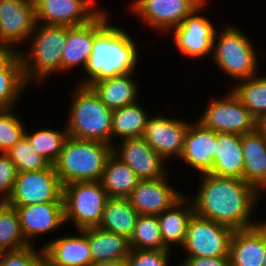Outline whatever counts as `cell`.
Listing matches in <instances>:
<instances>
[{
    "label": "cell",
    "mask_w": 266,
    "mask_h": 266,
    "mask_svg": "<svg viewBox=\"0 0 266 266\" xmlns=\"http://www.w3.org/2000/svg\"><path fill=\"white\" fill-rule=\"evenodd\" d=\"M12 207H15L18 213L21 230L28 243H31L29 242L30 238L56 230L65 224L63 202H45Z\"/></svg>",
    "instance_id": "d6986e66"
},
{
    "label": "cell",
    "mask_w": 266,
    "mask_h": 266,
    "mask_svg": "<svg viewBox=\"0 0 266 266\" xmlns=\"http://www.w3.org/2000/svg\"><path fill=\"white\" fill-rule=\"evenodd\" d=\"M78 233L81 235L59 237L42 247L50 266L92 265L91 249L84 229L78 230Z\"/></svg>",
    "instance_id": "7402d4cb"
},
{
    "label": "cell",
    "mask_w": 266,
    "mask_h": 266,
    "mask_svg": "<svg viewBox=\"0 0 266 266\" xmlns=\"http://www.w3.org/2000/svg\"><path fill=\"white\" fill-rule=\"evenodd\" d=\"M131 75H117L86 86L91 87L108 108L115 110L136 103L137 82H134Z\"/></svg>",
    "instance_id": "484cf974"
},
{
    "label": "cell",
    "mask_w": 266,
    "mask_h": 266,
    "mask_svg": "<svg viewBox=\"0 0 266 266\" xmlns=\"http://www.w3.org/2000/svg\"><path fill=\"white\" fill-rule=\"evenodd\" d=\"M132 250H171L163 242L157 215H140L129 239Z\"/></svg>",
    "instance_id": "1f68e13d"
},
{
    "label": "cell",
    "mask_w": 266,
    "mask_h": 266,
    "mask_svg": "<svg viewBox=\"0 0 266 266\" xmlns=\"http://www.w3.org/2000/svg\"><path fill=\"white\" fill-rule=\"evenodd\" d=\"M139 213L128 198H111L105 203L99 228L126 236H132Z\"/></svg>",
    "instance_id": "4316f807"
},
{
    "label": "cell",
    "mask_w": 266,
    "mask_h": 266,
    "mask_svg": "<svg viewBox=\"0 0 266 266\" xmlns=\"http://www.w3.org/2000/svg\"><path fill=\"white\" fill-rule=\"evenodd\" d=\"M108 15L101 11L90 22L67 26V40L62 50L61 71L83 65L85 69L92 52L95 36L108 24Z\"/></svg>",
    "instance_id": "2e32d148"
},
{
    "label": "cell",
    "mask_w": 266,
    "mask_h": 266,
    "mask_svg": "<svg viewBox=\"0 0 266 266\" xmlns=\"http://www.w3.org/2000/svg\"><path fill=\"white\" fill-rule=\"evenodd\" d=\"M135 44L124 29L107 24L94 38L92 52L85 67L88 75L79 85L132 73L138 60Z\"/></svg>",
    "instance_id": "7a4b0ae2"
},
{
    "label": "cell",
    "mask_w": 266,
    "mask_h": 266,
    "mask_svg": "<svg viewBox=\"0 0 266 266\" xmlns=\"http://www.w3.org/2000/svg\"><path fill=\"white\" fill-rule=\"evenodd\" d=\"M6 154L14 162L18 173L46 169L51 165L44 156L33 148L25 135Z\"/></svg>",
    "instance_id": "d590c367"
},
{
    "label": "cell",
    "mask_w": 266,
    "mask_h": 266,
    "mask_svg": "<svg viewBox=\"0 0 266 266\" xmlns=\"http://www.w3.org/2000/svg\"><path fill=\"white\" fill-rule=\"evenodd\" d=\"M29 266H50L47 255L42 251Z\"/></svg>",
    "instance_id": "7bdbcfd3"
},
{
    "label": "cell",
    "mask_w": 266,
    "mask_h": 266,
    "mask_svg": "<svg viewBox=\"0 0 266 266\" xmlns=\"http://www.w3.org/2000/svg\"><path fill=\"white\" fill-rule=\"evenodd\" d=\"M226 96L212 100L198 121L217 133H235L242 136L254 131L257 120L250 111L232 91Z\"/></svg>",
    "instance_id": "30bf717a"
},
{
    "label": "cell",
    "mask_w": 266,
    "mask_h": 266,
    "mask_svg": "<svg viewBox=\"0 0 266 266\" xmlns=\"http://www.w3.org/2000/svg\"><path fill=\"white\" fill-rule=\"evenodd\" d=\"M112 145L68 136L53 164L62 186L68 183L100 181Z\"/></svg>",
    "instance_id": "3957f363"
},
{
    "label": "cell",
    "mask_w": 266,
    "mask_h": 266,
    "mask_svg": "<svg viewBox=\"0 0 266 266\" xmlns=\"http://www.w3.org/2000/svg\"><path fill=\"white\" fill-rule=\"evenodd\" d=\"M166 178L140 180L134 187L128 199L140 215H159L183 197Z\"/></svg>",
    "instance_id": "ac0fdd59"
},
{
    "label": "cell",
    "mask_w": 266,
    "mask_h": 266,
    "mask_svg": "<svg viewBox=\"0 0 266 266\" xmlns=\"http://www.w3.org/2000/svg\"><path fill=\"white\" fill-rule=\"evenodd\" d=\"M91 249L92 264L115 260L126 261L131 248L126 236L103 230L99 227L84 229Z\"/></svg>",
    "instance_id": "d4e9b609"
},
{
    "label": "cell",
    "mask_w": 266,
    "mask_h": 266,
    "mask_svg": "<svg viewBox=\"0 0 266 266\" xmlns=\"http://www.w3.org/2000/svg\"><path fill=\"white\" fill-rule=\"evenodd\" d=\"M25 136L33 148L53 165L62 152L68 132L67 128H64L62 132L54 129H41L33 134L25 131Z\"/></svg>",
    "instance_id": "e575fe53"
},
{
    "label": "cell",
    "mask_w": 266,
    "mask_h": 266,
    "mask_svg": "<svg viewBox=\"0 0 266 266\" xmlns=\"http://www.w3.org/2000/svg\"><path fill=\"white\" fill-rule=\"evenodd\" d=\"M264 242H265V257L263 260V266H266V222L264 223Z\"/></svg>",
    "instance_id": "bcb514c9"
},
{
    "label": "cell",
    "mask_w": 266,
    "mask_h": 266,
    "mask_svg": "<svg viewBox=\"0 0 266 266\" xmlns=\"http://www.w3.org/2000/svg\"><path fill=\"white\" fill-rule=\"evenodd\" d=\"M206 0H136L132 10L143 23L158 30H170L180 23Z\"/></svg>",
    "instance_id": "8fae6325"
},
{
    "label": "cell",
    "mask_w": 266,
    "mask_h": 266,
    "mask_svg": "<svg viewBox=\"0 0 266 266\" xmlns=\"http://www.w3.org/2000/svg\"><path fill=\"white\" fill-rule=\"evenodd\" d=\"M256 129L262 134L266 140V115L257 120Z\"/></svg>",
    "instance_id": "ee69618b"
},
{
    "label": "cell",
    "mask_w": 266,
    "mask_h": 266,
    "mask_svg": "<svg viewBox=\"0 0 266 266\" xmlns=\"http://www.w3.org/2000/svg\"><path fill=\"white\" fill-rule=\"evenodd\" d=\"M79 86V87H78ZM77 88V89H76ZM66 124L68 136L112 145V113L86 85H77Z\"/></svg>",
    "instance_id": "277c9868"
},
{
    "label": "cell",
    "mask_w": 266,
    "mask_h": 266,
    "mask_svg": "<svg viewBox=\"0 0 266 266\" xmlns=\"http://www.w3.org/2000/svg\"><path fill=\"white\" fill-rule=\"evenodd\" d=\"M20 54L17 52L0 69V109L13 108L19 94L27 86Z\"/></svg>",
    "instance_id": "4dcf8cb0"
},
{
    "label": "cell",
    "mask_w": 266,
    "mask_h": 266,
    "mask_svg": "<svg viewBox=\"0 0 266 266\" xmlns=\"http://www.w3.org/2000/svg\"><path fill=\"white\" fill-rule=\"evenodd\" d=\"M121 148V149H120ZM112 153L134 171L140 180H153L168 175L163 167L165 161L143 137L122 140L119 148L112 147Z\"/></svg>",
    "instance_id": "9a60e30c"
},
{
    "label": "cell",
    "mask_w": 266,
    "mask_h": 266,
    "mask_svg": "<svg viewBox=\"0 0 266 266\" xmlns=\"http://www.w3.org/2000/svg\"><path fill=\"white\" fill-rule=\"evenodd\" d=\"M233 233L231 228L194 213L181 247L187 257H229Z\"/></svg>",
    "instance_id": "ba28073f"
},
{
    "label": "cell",
    "mask_w": 266,
    "mask_h": 266,
    "mask_svg": "<svg viewBox=\"0 0 266 266\" xmlns=\"http://www.w3.org/2000/svg\"><path fill=\"white\" fill-rule=\"evenodd\" d=\"M216 141L217 132L204 127L199 121L195 125L190 123L180 158L199 173H210L213 166Z\"/></svg>",
    "instance_id": "ffe728a7"
},
{
    "label": "cell",
    "mask_w": 266,
    "mask_h": 266,
    "mask_svg": "<svg viewBox=\"0 0 266 266\" xmlns=\"http://www.w3.org/2000/svg\"><path fill=\"white\" fill-rule=\"evenodd\" d=\"M171 250H132L126 261L128 266H168Z\"/></svg>",
    "instance_id": "74e56055"
},
{
    "label": "cell",
    "mask_w": 266,
    "mask_h": 266,
    "mask_svg": "<svg viewBox=\"0 0 266 266\" xmlns=\"http://www.w3.org/2000/svg\"><path fill=\"white\" fill-rule=\"evenodd\" d=\"M35 33V34H34ZM30 52L20 54L27 83L41 82L54 72L61 71L62 50L67 40V26L36 23ZM29 53V54H28Z\"/></svg>",
    "instance_id": "5b68a950"
},
{
    "label": "cell",
    "mask_w": 266,
    "mask_h": 266,
    "mask_svg": "<svg viewBox=\"0 0 266 266\" xmlns=\"http://www.w3.org/2000/svg\"><path fill=\"white\" fill-rule=\"evenodd\" d=\"M64 220L76 229L98 227L109 198L100 181L68 183L63 186Z\"/></svg>",
    "instance_id": "8992f818"
},
{
    "label": "cell",
    "mask_w": 266,
    "mask_h": 266,
    "mask_svg": "<svg viewBox=\"0 0 266 266\" xmlns=\"http://www.w3.org/2000/svg\"><path fill=\"white\" fill-rule=\"evenodd\" d=\"M13 108L0 109V151L6 153L25 135V128L19 117L11 113Z\"/></svg>",
    "instance_id": "8d00e7d4"
},
{
    "label": "cell",
    "mask_w": 266,
    "mask_h": 266,
    "mask_svg": "<svg viewBox=\"0 0 266 266\" xmlns=\"http://www.w3.org/2000/svg\"><path fill=\"white\" fill-rule=\"evenodd\" d=\"M188 127L186 121L158 115L148 119L143 138L164 160L174 155L180 158Z\"/></svg>",
    "instance_id": "e0dca14e"
},
{
    "label": "cell",
    "mask_w": 266,
    "mask_h": 266,
    "mask_svg": "<svg viewBox=\"0 0 266 266\" xmlns=\"http://www.w3.org/2000/svg\"><path fill=\"white\" fill-rule=\"evenodd\" d=\"M243 167L242 136L235 133H217L210 173L243 180Z\"/></svg>",
    "instance_id": "603a6c76"
},
{
    "label": "cell",
    "mask_w": 266,
    "mask_h": 266,
    "mask_svg": "<svg viewBox=\"0 0 266 266\" xmlns=\"http://www.w3.org/2000/svg\"><path fill=\"white\" fill-rule=\"evenodd\" d=\"M232 92L258 120L266 115V76L243 79Z\"/></svg>",
    "instance_id": "d6a6232c"
},
{
    "label": "cell",
    "mask_w": 266,
    "mask_h": 266,
    "mask_svg": "<svg viewBox=\"0 0 266 266\" xmlns=\"http://www.w3.org/2000/svg\"><path fill=\"white\" fill-rule=\"evenodd\" d=\"M242 152L243 180L261 192L266 187V140L257 129L242 135Z\"/></svg>",
    "instance_id": "cb8c5ba5"
},
{
    "label": "cell",
    "mask_w": 266,
    "mask_h": 266,
    "mask_svg": "<svg viewBox=\"0 0 266 266\" xmlns=\"http://www.w3.org/2000/svg\"><path fill=\"white\" fill-rule=\"evenodd\" d=\"M17 175L14 162L6 153H0V203H7L9 200Z\"/></svg>",
    "instance_id": "f35d334b"
},
{
    "label": "cell",
    "mask_w": 266,
    "mask_h": 266,
    "mask_svg": "<svg viewBox=\"0 0 266 266\" xmlns=\"http://www.w3.org/2000/svg\"><path fill=\"white\" fill-rule=\"evenodd\" d=\"M265 257L264 223L235 230L230 243V266H263Z\"/></svg>",
    "instance_id": "44dd1931"
},
{
    "label": "cell",
    "mask_w": 266,
    "mask_h": 266,
    "mask_svg": "<svg viewBox=\"0 0 266 266\" xmlns=\"http://www.w3.org/2000/svg\"><path fill=\"white\" fill-rule=\"evenodd\" d=\"M201 175V186L193 200L196 215L234 231L252 228L258 224L250 222V215L260 198L259 192L252 185L244 180L212 173Z\"/></svg>",
    "instance_id": "6da1fadb"
},
{
    "label": "cell",
    "mask_w": 266,
    "mask_h": 266,
    "mask_svg": "<svg viewBox=\"0 0 266 266\" xmlns=\"http://www.w3.org/2000/svg\"><path fill=\"white\" fill-rule=\"evenodd\" d=\"M177 266H187L183 261Z\"/></svg>",
    "instance_id": "7dc6e473"
},
{
    "label": "cell",
    "mask_w": 266,
    "mask_h": 266,
    "mask_svg": "<svg viewBox=\"0 0 266 266\" xmlns=\"http://www.w3.org/2000/svg\"><path fill=\"white\" fill-rule=\"evenodd\" d=\"M183 262L187 266H230L229 257H186Z\"/></svg>",
    "instance_id": "60d3db41"
},
{
    "label": "cell",
    "mask_w": 266,
    "mask_h": 266,
    "mask_svg": "<svg viewBox=\"0 0 266 266\" xmlns=\"http://www.w3.org/2000/svg\"><path fill=\"white\" fill-rule=\"evenodd\" d=\"M140 179L134 171L113 153L107 159L100 180L108 197L128 198Z\"/></svg>",
    "instance_id": "83f0119b"
},
{
    "label": "cell",
    "mask_w": 266,
    "mask_h": 266,
    "mask_svg": "<svg viewBox=\"0 0 266 266\" xmlns=\"http://www.w3.org/2000/svg\"><path fill=\"white\" fill-rule=\"evenodd\" d=\"M33 244L16 250L0 252V266H29V264L43 251H36Z\"/></svg>",
    "instance_id": "ab89813d"
},
{
    "label": "cell",
    "mask_w": 266,
    "mask_h": 266,
    "mask_svg": "<svg viewBox=\"0 0 266 266\" xmlns=\"http://www.w3.org/2000/svg\"><path fill=\"white\" fill-rule=\"evenodd\" d=\"M186 202H188V200L183 196L170 209L157 215L162 240L169 249H171V243L182 246L185 241L188 223L195 213L193 203L190 204L191 206L187 205V208L183 207Z\"/></svg>",
    "instance_id": "f1b7e54d"
},
{
    "label": "cell",
    "mask_w": 266,
    "mask_h": 266,
    "mask_svg": "<svg viewBox=\"0 0 266 266\" xmlns=\"http://www.w3.org/2000/svg\"><path fill=\"white\" fill-rule=\"evenodd\" d=\"M216 31L213 60L227 75L235 80L248 79L257 73V57L251 41L236 27H226L220 36ZM219 38V39H217ZM217 41V46L216 44Z\"/></svg>",
    "instance_id": "52a82bcc"
},
{
    "label": "cell",
    "mask_w": 266,
    "mask_h": 266,
    "mask_svg": "<svg viewBox=\"0 0 266 266\" xmlns=\"http://www.w3.org/2000/svg\"><path fill=\"white\" fill-rule=\"evenodd\" d=\"M63 186L54 165L46 169L20 172L7 204L29 206L45 202H63Z\"/></svg>",
    "instance_id": "9c48e42d"
},
{
    "label": "cell",
    "mask_w": 266,
    "mask_h": 266,
    "mask_svg": "<svg viewBox=\"0 0 266 266\" xmlns=\"http://www.w3.org/2000/svg\"><path fill=\"white\" fill-rule=\"evenodd\" d=\"M91 266H128L127 261L115 260L108 262H97L92 264Z\"/></svg>",
    "instance_id": "f6af8a7d"
},
{
    "label": "cell",
    "mask_w": 266,
    "mask_h": 266,
    "mask_svg": "<svg viewBox=\"0 0 266 266\" xmlns=\"http://www.w3.org/2000/svg\"><path fill=\"white\" fill-rule=\"evenodd\" d=\"M17 53L11 46L0 44V69Z\"/></svg>",
    "instance_id": "b9f144b4"
},
{
    "label": "cell",
    "mask_w": 266,
    "mask_h": 266,
    "mask_svg": "<svg viewBox=\"0 0 266 266\" xmlns=\"http://www.w3.org/2000/svg\"><path fill=\"white\" fill-rule=\"evenodd\" d=\"M206 2L172 29L177 48L188 57L200 58L213 51L216 29L207 17L197 15Z\"/></svg>",
    "instance_id": "5bb4252c"
},
{
    "label": "cell",
    "mask_w": 266,
    "mask_h": 266,
    "mask_svg": "<svg viewBox=\"0 0 266 266\" xmlns=\"http://www.w3.org/2000/svg\"><path fill=\"white\" fill-rule=\"evenodd\" d=\"M29 245L23 236L15 207L0 203V252L16 251Z\"/></svg>",
    "instance_id": "836d02e7"
},
{
    "label": "cell",
    "mask_w": 266,
    "mask_h": 266,
    "mask_svg": "<svg viewBox=\"0 0 266 266\" xmlns=\"http://www.w3.org/2000/svg\"><path fill=\"white\" fill-rule=\"evenodd\" d=\"M36 23L61 26H80L90 22L102 10L95 0H33Z\"/></svg>",
    "instance_id": "7c38bea8"
},
{
    "label": "cell",
    "mask_w": 266,
    "mask_h": 266,
    "mask_svg": "<svg viewBox=\"0 0 266 266\" xmlns=\"http://www.w3.org/2000/svg\"><path fill=\"white\" fill-rule=\"evenodd\" d=\"M148 119L146 111L138 103L113 110L111 138L143 137Z\"/></svg>",
    "instance_id": "f546056e"
},
{
    "label": "cell",
    "mask_w": 266,
    "mask_h": 266,
    "mask_svg": "<svg viewBox=\"0 0 266 266\" xmlns=\"http://www.w3.org/2000/svg\"><path fill=\"white\" fill-rule=\"evenodd\" d=\"M36 25L33 0H0V44L11 46L25 42Z\"/></svg>",
    "instance_id": "4fadbf2b"
}]
</instances>
